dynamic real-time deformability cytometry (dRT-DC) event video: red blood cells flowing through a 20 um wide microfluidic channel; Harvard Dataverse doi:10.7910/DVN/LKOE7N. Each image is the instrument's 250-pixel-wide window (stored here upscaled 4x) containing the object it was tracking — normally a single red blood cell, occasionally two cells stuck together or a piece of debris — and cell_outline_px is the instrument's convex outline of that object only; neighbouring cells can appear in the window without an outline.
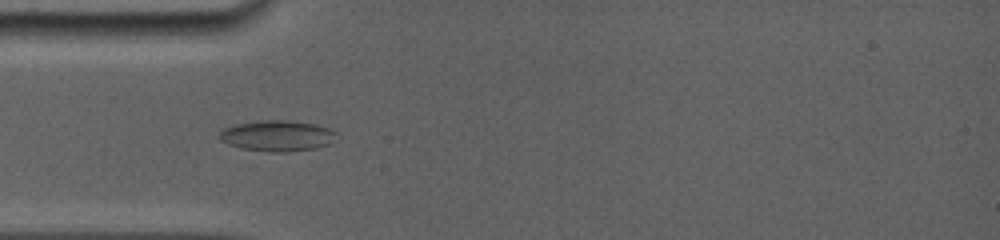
{"species": "common noctule bat (a hibernating species)", "species_latin": "Nyctalus noctula", "temperature_condition": "room temperature", "stored_images_in_passage": 58, "camera_frame_rate_fps": 5000, "um_per_image_px": 0.085, "animal": {"sex": "female", "body_mass_g": 19.0, "forearm_length_mm": 56.7}, "frame": {"image": 1, "passage_image": 1, "time_ms": 0.0, "image_size_px": [1000, 240], "cell_outline_px": [[336, 132], [328, 144], [316, 148], [288, 152], [272, 152], [240, 148], [228, 144], [220, 140], [220, 132], [224, 128], [236, 124], [268, 120], [292, 120], [312, 124], [328, 128]], "centroid_in_image_um": [23.53, 11.55], "position_along_channel_um": 61.5, "area_um2": 20.69}}
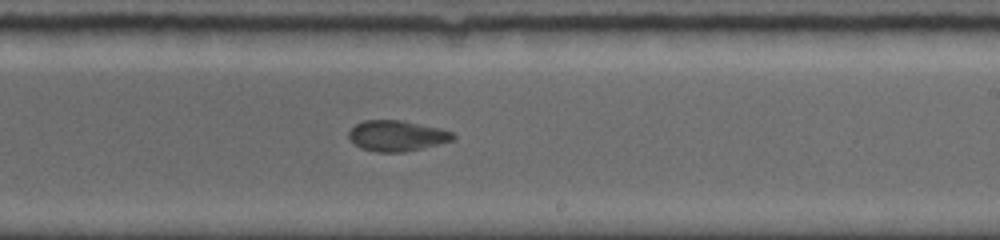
{"frame": {"image": 2, "passage_image": 28, "time_ms": 5.0, "image_size_px": [1000, 240], "cell_outline_px": [[456, 136], [452, 140], [404, 152], [376, 152], [360, 148], [352, 144], [348, 136], [348, 132], [356, 124], [364, 120], [400, 120], [440, 128], [452, 132]], "centroid_in_image_um": [33.67, 11.54], "position_along_channel_um": 255.3, "area_um2": 18.55}}
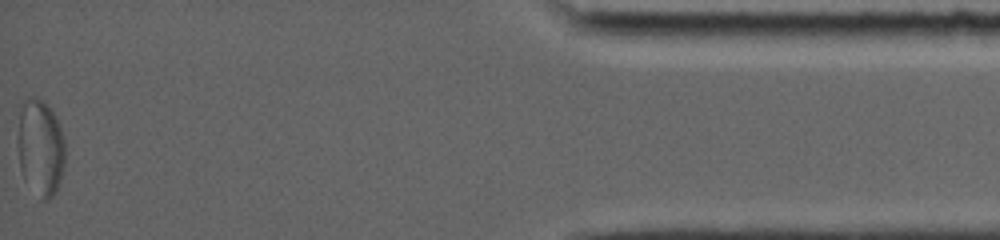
{"frame": {"image": 3, "passage_image": 58, "time_ms": 11.4, "image_size_px": [1000, 240], "cell_outline_px": [[64, 164], [60, 180], [56, 192], [48, 200], [40, 200], [24, 180], [20, 168], [16, 140], [20, 112], [24, 100], [28, 96], [36, 96], [44, 100], [60, 124], [64, 140]], "centroid_in_image_um": [3.41, 12.54], "position_along_channel_um": 431.8, "area_um2": 27.17}, "authors_computed_cell_mechanics": {"area_um2": 19.5942, "velocity_mm_per_s": 3.8929, "shape_relaxation_time_tau1_ms": 7.4327, "shape_relaxation_time_tau2_ms": null, "deformation_change_tau1": 0.1398, "deformation_change_tau2": null}}